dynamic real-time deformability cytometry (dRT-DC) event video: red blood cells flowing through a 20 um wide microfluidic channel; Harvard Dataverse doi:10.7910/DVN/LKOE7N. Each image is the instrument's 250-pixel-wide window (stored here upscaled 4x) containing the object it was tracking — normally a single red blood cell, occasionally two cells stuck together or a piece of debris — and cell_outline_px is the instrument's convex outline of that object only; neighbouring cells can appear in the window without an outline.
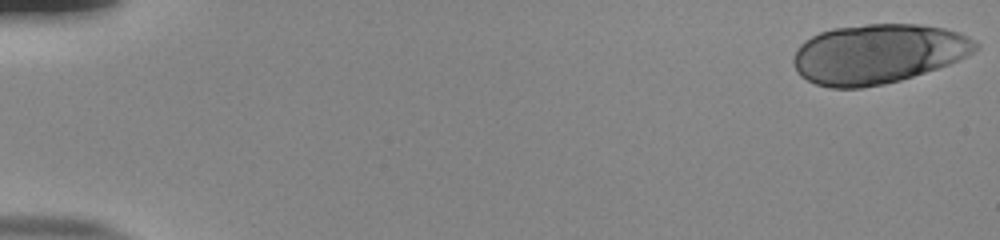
{"species": "human", "species_latin": "Homo sapiens", "temperature_condition": "room temperature", "stored_images_in_passage": 53, "camera_frame_rate_fps": 3000, "um_per_image_px": 0.085, "donor": {"sex": "male"}, "frame": {"image": 1, "passage_image": 1, "time_ms": 0.0, "image_size_px": [1000, 240], "cell_outline_px": [[980, 48], [948, 64], [900, 80], [884, 84], [860, 88], [832, 88], [816, 84], [800, 76], [796, 72], [792, 60], [792, 56], [796, 48], [804, 40], [820, 32], [832, 28], [864, 24], [916, 24], [944, 28], [960, 32], [976, 40], [980, 44]], "centroid_in_image_um": [74.59, 4.56], "position_along_channel_um": 10.4, "area_um2": 63.41}}
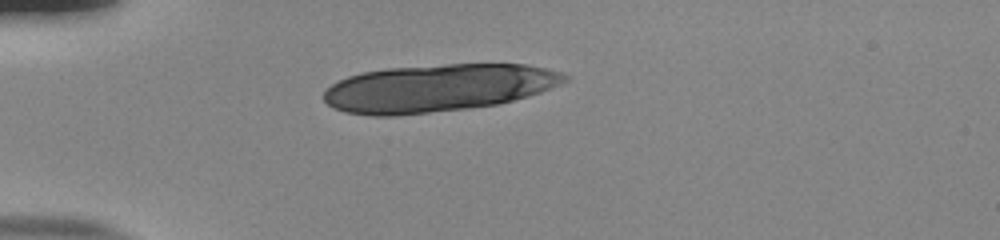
{"frame": {"image": 2, "passage_image": 15, "time_ms": 4.667, "image_size_px": [1000, 240], "cell_outline_px": [[572, 76], [568, 80], [560, 84], [540, 92], [528, 96], [500, 104], [468, 108], [396, 116], [372, 116], [344, 112], [332, 108], [324, 100], [324, 92], [332, 84], [348, 76], [364, 72], [388, 68], [448, 64], [524, 64], [564, 72]], "centroid_in_image_um": [37.24, 7.48], "position_along_channel_um": 47.8, "area_um2": 66.87}}
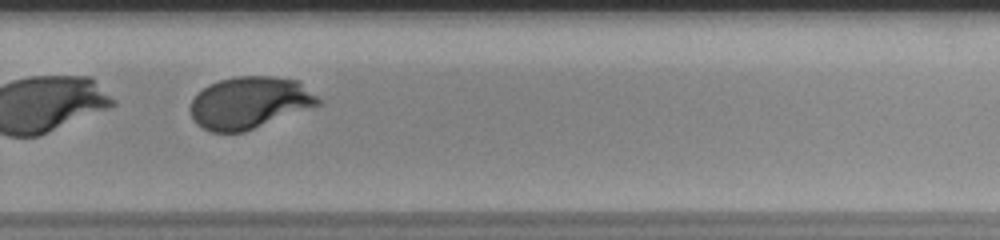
{"frame": {"image": 3, "passage_image": 38, "time_ms": 12.333, "image_size_px": [1000, 240], "cell_outline_px": [[320, 104], [244, 132], [212, 132], [196, 124], [192, 120], [188, 108], [192, 100], [208, 84], [220, 80], [236, 76], [272, 76], [296, 80], [316, 96], [320, 100]], "centroid_in_image_um": [21.14, 8.73], "position_along_channel_um": 308.7, "area_um2": 38.32}, "authors_computed_cell_mechanics": {"area_um2": 40.4022, "velocity_mm_per_s": 3.8771, "shape_relaxation_time_tau1_ms": 3.5744, "shape_relaxation_time_tau2_ms": null, "deformation_change_tau1": 0.1919, "deformation_change_tau2": null}}